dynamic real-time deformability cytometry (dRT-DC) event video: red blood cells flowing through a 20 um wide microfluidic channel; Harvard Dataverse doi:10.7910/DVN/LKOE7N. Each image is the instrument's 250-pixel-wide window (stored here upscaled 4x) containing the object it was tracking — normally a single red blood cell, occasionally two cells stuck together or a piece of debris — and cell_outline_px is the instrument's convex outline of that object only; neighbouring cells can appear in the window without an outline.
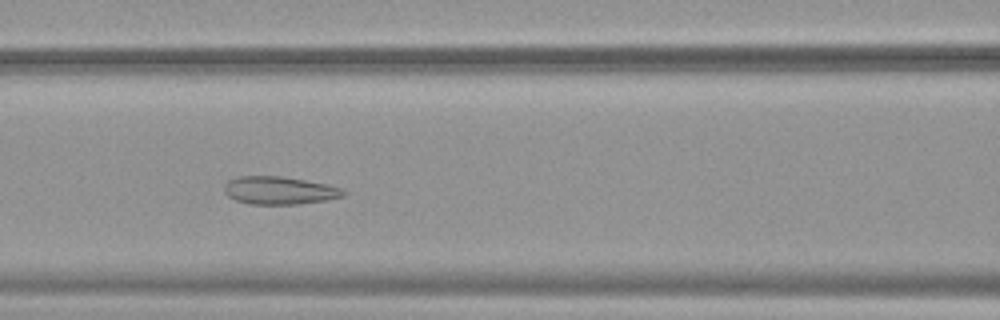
{"species": "common noctule bat (a hibernating species)", "species_latin": "Nyctalus noctula", "temperature_condition": "warm", "stored_images_in_passage": 48, "camera_frame_rate_fps": 3000, "um_per_image_px": 0.085, "animal": {"sex": "female", "body_mass_g": 19.9}, "frame": {"image": 1, "passage_image": 19, "time_ms": 6.0, "image_size_px": [1000, 320], "cell_outline_px": [[348, 192], [344, 196], [328, 200], [300, 204], [248, 204], [236, 200], [228, 196], [224, 192], [224, 184], [228, 180], [236, 176], [280, 176], [304, 180], [344, 188]], "centroid_in_image_um": [23.75, 16.19], "position_along_channel_um": 142.8, "area_um2": 19.54}}
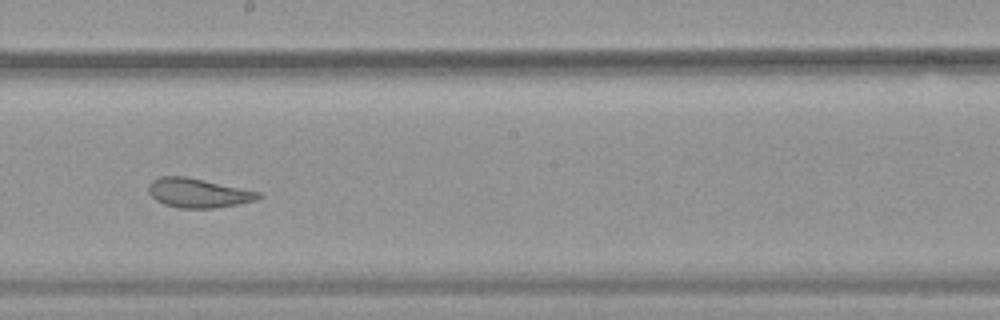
{"frame": {"image": 2, "passage_image": 26, "time_ms": 8.333, "image_size_px": [1000, 320], "cell_outline_px": [[260, 196], [256, 200], [216, 208], [180, 208], [164, 204], [156, 200], [148, 192], [148, 184], [152, 180], [160, 176], [184, 176], [204, 180], [260, 192]], "centroid_in_image_um": [16.79, 16.4], "position_along_channel_um": 231.4, "area_um2": 18.55}}
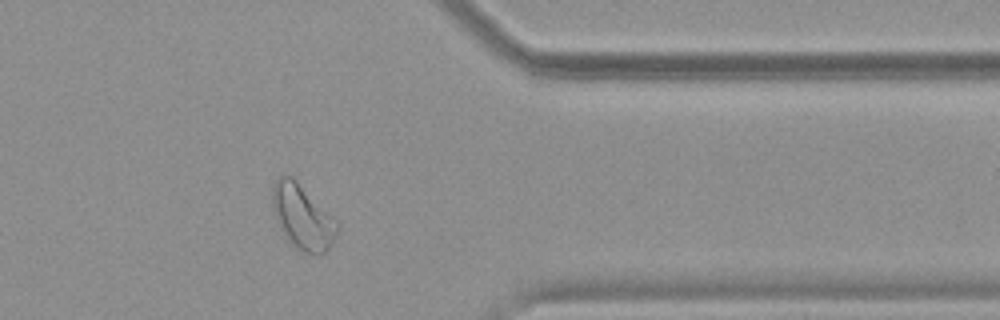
{"frame": {"image": 3, "passage_image": 39, "time_ms": 12.667, "image_size_px": [1000, 320], "cell_outline_px": [[340, 224], [328, 248], [324, 252], [304, 252], [284, 236], [280, 228], [272, 208], [272, 184], [276, 176], [280, 172], [292, 176]], "centroid_in_image_um": [25.65, 18.34], "position_along_channel_um": 385.8, "area_um2": 23.99}, "authors_computed_cell_mechanics": {"area_um2": 23.4379, "velocity_mm_per_s": 3.8185, "shape_relaxation_time_tau1_ms": null, "shape_relaxation_time_tau2_ms": 1.195, "deformation_change_tau1": null, "deformation_change_tau2": 0.0853}}